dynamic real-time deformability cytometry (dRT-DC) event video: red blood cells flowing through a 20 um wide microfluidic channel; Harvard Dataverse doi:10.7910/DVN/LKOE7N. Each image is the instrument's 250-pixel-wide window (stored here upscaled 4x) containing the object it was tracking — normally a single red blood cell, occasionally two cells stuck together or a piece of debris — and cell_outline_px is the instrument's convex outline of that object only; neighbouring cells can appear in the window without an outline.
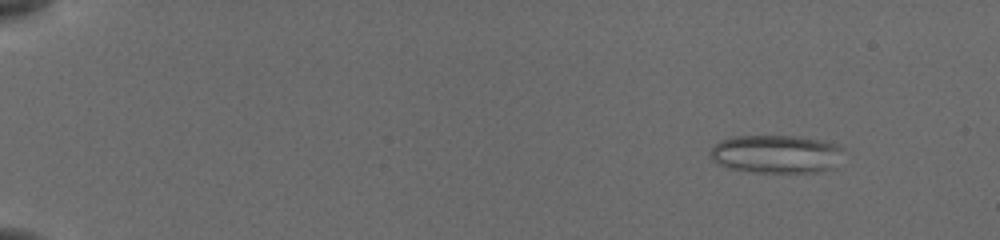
{"species": "common noctule bat (a hibernating species)", "species_latin": "Nyctalus noctula", "temperature_condition": "cold", "stored_images_in_passage": 55, "camera_frame_rate_fps": 3000, "um_per_image_px": 0.085, "animal": {"sex": "female", "body_mass_g": 19.5, "forearm_length_mm": 54.1}, "frame": {"image": 1, "passage_image": 7, "time_ms": 2.0, "image_size_px": [1000, 240], "cell_outline_px": [[844, 148], [836, 168], [816, 172], [756, 172], [728, 168], [716, 164], [712, 160], [708, 152], [720, 140], [736, 136], [796, 136], [820, 140], [840, 144]], "centroid_in_image_um": [65.99, 13.09], "position_along_channel_um": 19.0, "area_um2": 30.0}}
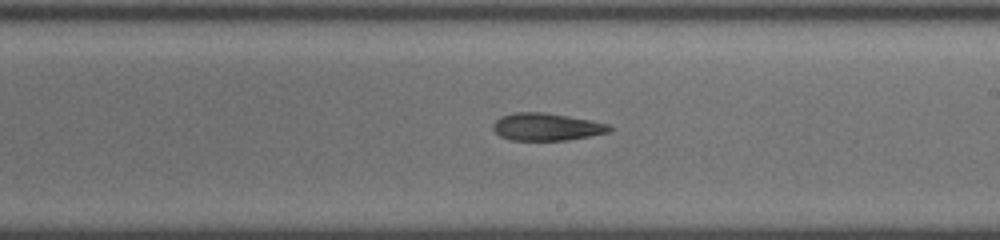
{"frame": {"image": 2, "passage_image": 35, "time_ms": 11.333, "image_size_px": [1000, 240], "cell_outline_px": [[612, 128], [608, 132], [568, 140], [508, 140], [500, 136], [492, 128], [492, 124], [500, 116], [516, 112], [544, 112], [568, 116], [608, 124]], "centroid_in_image_um": [46.39, 10.78], "position_along_channel_um": 242.6, "area_um2": 18.5}}
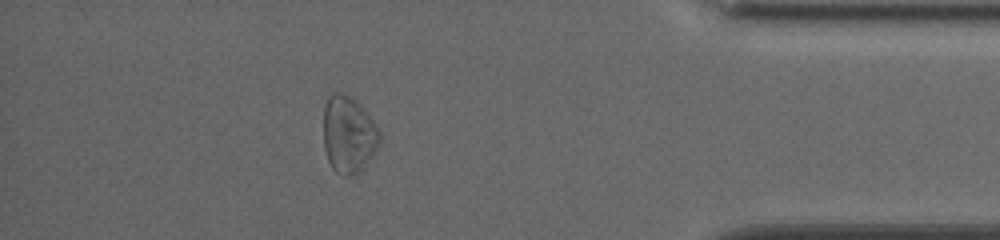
{"frame": {"image": 3, "passage_image": 50, "time_ms": 16.333, "image_size_px": [1000, 240], "cell_outline_px": [[380, 140], [372, 156], [356, 172], [348, 176], [344, 176], [336, 172], [332, 168], [328, 160], [324, 148], [324, 104], [328, 96], [332, 92], [344, 92], [352, 96], [356, 100], [376, 124], [380, 132]], "centroid_in_image_um": [29.6, 11.37], "position_along_channel_um": 405.6, "area_um2": 25.09}, "authors_computed_cell_mechanics": {"area_um2": 24.6806, "velocity_mm_per_s": 3.8877, "shape_relaxation_time_tau1_ms": null, "shape_relaxation_time_tau2_ms": 6.5988, "deformation_change_tau1": null, "deformation_change_tau2": 0.1807}}